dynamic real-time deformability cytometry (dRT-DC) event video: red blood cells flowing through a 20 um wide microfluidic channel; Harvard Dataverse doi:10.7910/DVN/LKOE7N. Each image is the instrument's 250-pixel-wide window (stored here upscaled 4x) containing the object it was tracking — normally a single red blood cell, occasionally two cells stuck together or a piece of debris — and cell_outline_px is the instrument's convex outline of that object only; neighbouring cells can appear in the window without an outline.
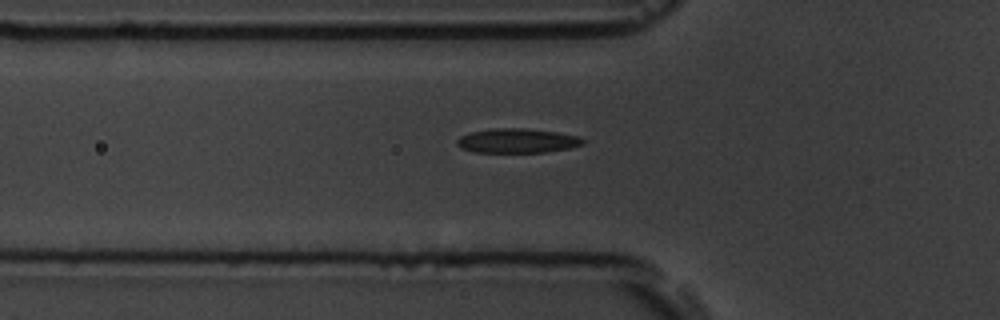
{"species": "common noctule bat (a hibernating species)", "species_latin": "Nyctalus noctula", "temperature_condition": "room temperature", "stored_images_in_passage": 40, "camera_frame_rate_fps": 3000, "um_per_image_px": 0.085, "animal": {"sex": "male", "body_mass_g": 19.5, "forearm_length_mm": 54.6}, "frame": {"image": 1, "passage_image": 8, "time_ms": 2.333, "image_size_px": [1000, 320], "cell_outline_px": [[584, 144], [568, 148], [544, 152], [476, 152], [460, 148], [456, 144], [456, 140], [460, 136], [472, 132], [492, 128], [524, 128], [556, 132], [580, 136], [584, 140]], "centroid_in_image_um": [43.95, 11.96], "position_along_channel_um": 81.9, "area_um2": 17.86}}
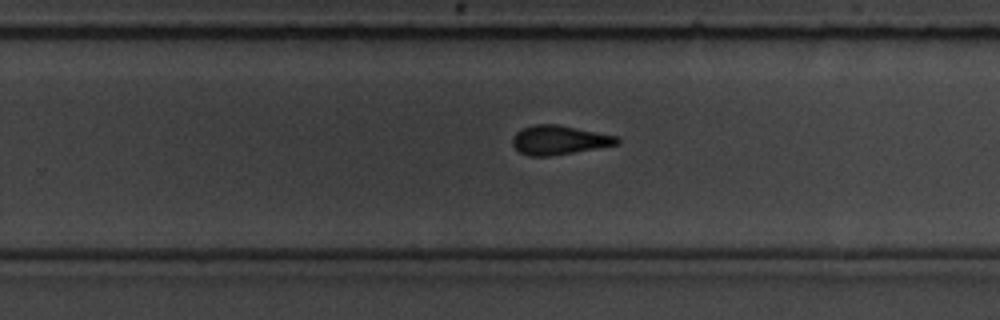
{"frame": {"image": 2, "passage_image": 24, "time_ms": 7.667, "image_size_px": [1000, 320], "cell_outline_px": [[620, 144], [552, 156], [528, 156], [520, 152], [512, 144], [512, 136], [516, 132], [532, 124], [556, 124], [616, 136], [620, 140]], "centroid_in_image_um": [47.5, 11.91], "position_along_channel_um": 282.3, "area_um2": 17.69}}
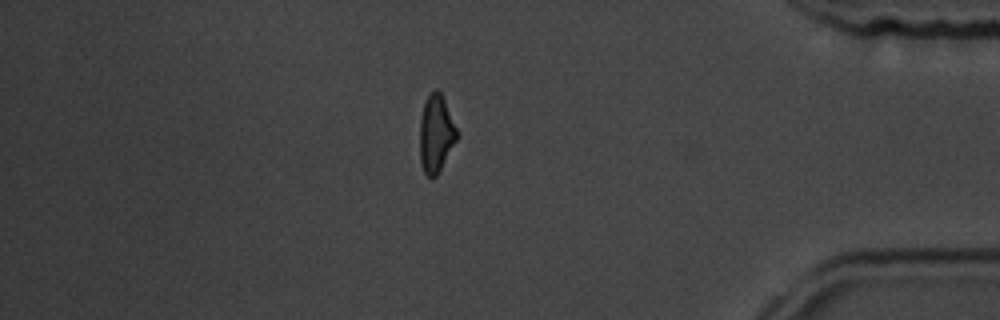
{"frame": {"image": 3, "passage_image": 36, "time_ms": 11.667, "image_size_px": [1000, 320], "cell_outline_px": [[460, 136], [436, 176], [432, 180], [424, 172], [420, 160], [420, 120], [424, 104], [428, 96], [436, 88], [440, 92], [460, 132]], "centroid_in_image_um": [37.09, 11.39], "position_along_channel_um": 398.1, "area_um2": 16.94}, "authors_computed_cell_mechanics": {"area_um2": 17.8024, "velocity_mm_per_s": 3.7505, "shape_relaxation_time_tau1_ms": 3.5982, "shape_relaxation_time_tau2_ms": 3.0291, "deformation_change_tau1": 0.1422, "deformation_change_tau2": 0.1018}}